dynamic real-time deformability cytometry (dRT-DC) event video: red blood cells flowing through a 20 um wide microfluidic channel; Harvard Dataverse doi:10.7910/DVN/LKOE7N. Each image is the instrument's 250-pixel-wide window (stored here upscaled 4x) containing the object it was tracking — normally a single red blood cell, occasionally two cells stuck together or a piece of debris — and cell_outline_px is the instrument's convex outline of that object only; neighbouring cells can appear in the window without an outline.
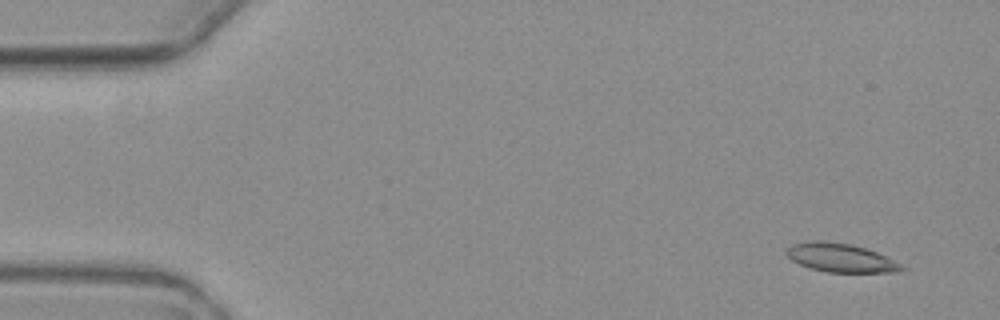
{"species": "common noctule bat (a hibernating species)", "species_latin": "Nyctalus noctula", "temperature_condition": "warm", "stored_images_in_passage": 5, "camera_frame_rate_fps": 3000, "um_per_image_px": 0.085, "animal": {"sex": "female", "body_mass_g": 19.3, "forearm_length_mm": 54.1}, "frame": {"image": 1, "passage_image": 2, "time_ms": 1.0, "image_size_px": [1000, 320], "cell_outline_px": [[908, 268], [900, 272], [828, 272], [808, 268], [792, 260], [784, 252], [792, 244], [816, 240], [824, 240], [848, 244], [864, 248], [876, 252]], "centroid_in_image_um": [71.44, 21.92], "position_along_channel_um": 13.6, "area_um2": 19.07}}
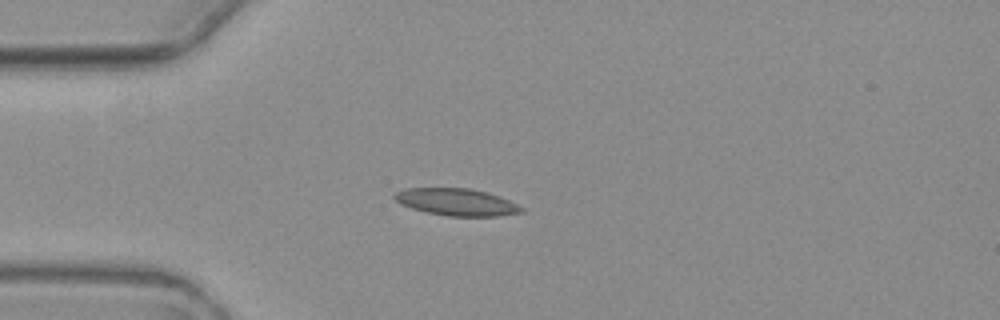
{"frame": {"image": 2, "passage_image": 5, "time_ms": 4.667, "image_size_px": [1000, 320], "cell_outline_px": [[524, 212], [500, 216], [448, 216], [428, 212], [412, 208], [400, 204], [392, 196], [396, 192], [408, 188], [468, 188], [484, 192], [508, 200], [524, 208]], "centroid_in_image_um": [38.8, 17.18], "position_along_channel_um": 46.2, "area_um2": 19.77}}